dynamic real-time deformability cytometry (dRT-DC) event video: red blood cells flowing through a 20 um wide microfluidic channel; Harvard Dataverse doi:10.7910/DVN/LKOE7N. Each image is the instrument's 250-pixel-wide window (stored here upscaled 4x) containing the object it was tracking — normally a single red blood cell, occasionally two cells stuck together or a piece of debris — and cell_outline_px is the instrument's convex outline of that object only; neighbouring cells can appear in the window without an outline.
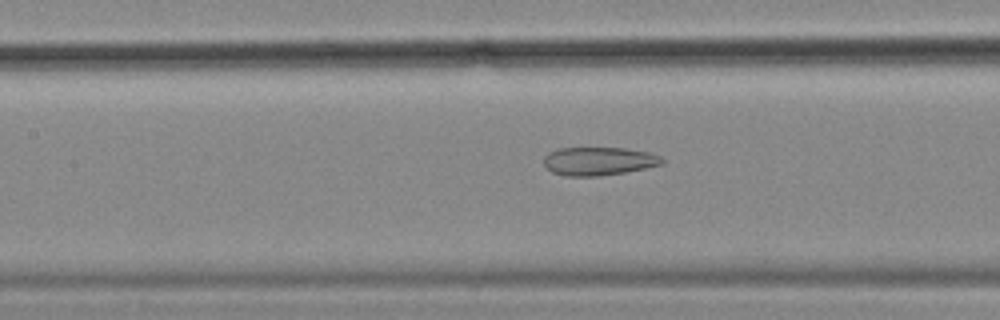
{"species": "common noctule bat (a hibernating species)", "species_latin": "Nyctalus noctula", "temperature_condition": "cold", "stored_images_in_passage": 56, "camera_frame_rate_fps": 3000, "um_per_image_px": 0.085, "animal": {"sex": "female", "body_mass_g": 18.4}, "frame": {"image": 1, "passage_image": 25, "time_ms": 8.0, "image_size_px": [1000, 320], "cell_outline_px": [[664, 164], [624, 172], [600, 176], [564, 176], [552, 172], [544, 164], [544, 156], [548, 152], [560, 148], [624, 148], [648, 152], [660, 156], [664, 160]], "centroid_in_image_um": [50.88, 13.7], "position_along_channel_um": 156.5, "area_um2": 19.48}}
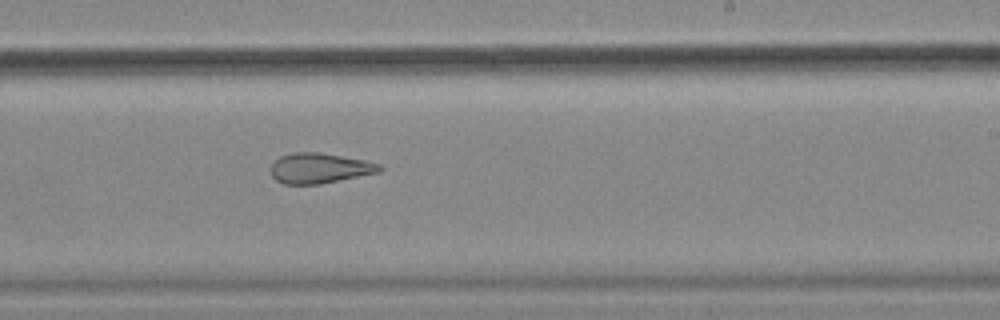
{"frame": {"image": 2, "passage_image": 34, "time_ms": 11.0, "image_size_px": [1000, 320], "cell_outline_px": [[384, 168], [380, 172], [320, 184], [284, 184], [276, 180], [272, 176], [268, 168], [280, 156], [292, 152], [316, 152], [364, 160], [380, 164]], "centroid_in_image_um": [27.13, 14.3], "position_along_channel_um": 261.9, "area_um2": 19.19}}
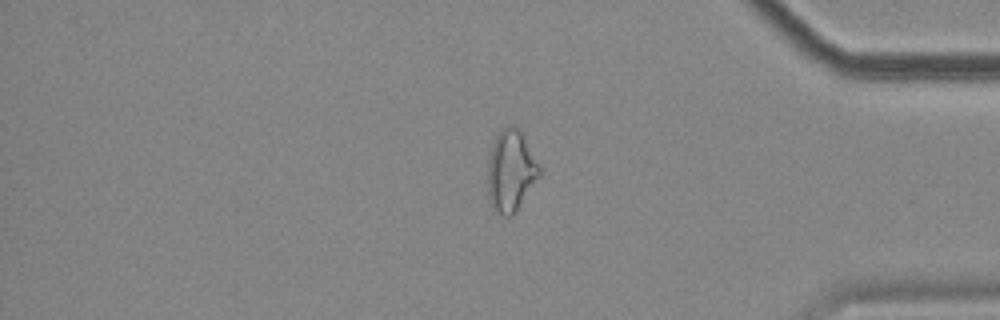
{"frame": {"image": 3, "passage_image": 47, "time_ms": 15.333, "image_size_px": [1000, 320], "cell_outline_px": [[540, 176], [512, 216], [504, 216], [496, 212], [492, 208], [488, 196], [488, 160], [492, 144], [496, 136], [504, 124], [516, 124], [520, 128], [540, 168]], "centroid_in_image_um": [43.4, 14.48], "position_along_channel_um": 391.8, "area_um2": 24.68}, "authors_computed_cell_mechanics": {"area_um2": 24.7962, "velocity_mm_per_s": 3.5393, "shape_relaxation_time_tau1_ms": null, "shape_relaxation_time_tau2_ms": 3.5796, "deformation_change_tau1": null, "deformation_change_tau2": 0.1369}}